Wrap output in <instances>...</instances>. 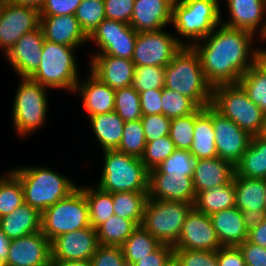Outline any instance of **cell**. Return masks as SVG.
Returning <instances> with one entry per match:
<instances>
[{
    "instance_id": "1",
    "label": "cell",
    "mask_w": 266,
    "mask_h": 266,
    "mask_svg": "<svg viewBox=\"0 0 266 266\" xmlns=\"http://www.w3.org/2000/svg\"><path fill=\"white\" fill-rule=\"evenodd\" d=\"M254 36L251 32L220 23L201 42L191 45L198 53L204 76L212 87L239 83L241 76L257 62L259 49L251 47Z\"/></svg>"
},
{
    "instance_id": "2",
    "label": "cell",
    "mask_w": 266,
    "mask_h": 266,
    "mask_svg": "<svg viewBox=\"0 0 266 266\" xmlns=\"http://www.w3.org/2000/svg\"><path fill=\"white\" fill-rule=\"evenodd\" d=\"M164 88L190 98L199 108L211 105L213 87L207 82L192 46H183L165 67Z\"/></svg>"
},
{
    "instance_id": "3",
    "label": "cell",
    "mask_w": 266,
    "mask_h": 266,
    "mask_svg": "<svg viewBox=\"0 0 266 266\" xmlns=\"http://www.w3.org/2000/svg\"><path fill=\"white\" fill-rule=\"evenodd\" d=\"M11 172L20 180L24 203L41 213L78 187L67 177L47 167H20L13 168Z\"/></svg>"
},
{
    "instance_id": "4",
    "label": "cell",
    "mask_w": 266,
    "mask_h": 266,
    "mask_svg": "<svg viewBox=\"0 0 266 266\" xmlns=\"http://www.w3.org/2000/svg\"><path fill=\"white\" fill-rule=\"evenodd\" d=\"M220 11L218 0H175L172 25L177 40L183 46H191L207 37L221 23ZM178 36L189 41H181Z\"/></svg>"
},
{
    "instance_id": "5",
    "label": "cell",
    "mask_w": 266,
    "mask_h": 266,
    "mask_svg": "<svg viewBox=\"0 0 266 266\" xmlns=\"http://www.w3.org/2000/svg\"><path fill=\"white\" fill-rule=\"evenodd\" d=\"M104 152V165L98 187L104 191L148 192L149 170L141 158L117 150Z\"/></svg>"
},
{
    "instance_id": "6",
    "label": "cell",
    "mask_w": 266,
    "mask_h": 266,
    "mask_svg": "<svg viewBox=\"0 0 266 266\" xmlns=\"http://www.w3.org/2000/svg\"><path fill=\"white\" fill-rule=\"evenodd\" d=\"M75 48L77 47L45 40L42 47L41 62L30 79L47 88L74 92L79 82L78 67L74 56Z\"/></svg>"
},
{
    "instance_id": "7",
    "label": "cell",
    "mask_w": 266,
    "mask_h": 266,
    "mask_svg": "<svg viewBox=\"0 0 266 266\" xmlns=\"http://www.w3.org/2000/svg\"><path fill=\"white\" fill-rule=\"evenodd\" d=\"M211 106L251 136L260 132L264 113L239 83L213 87Z\"/></svg>"
},
{
    "instance_id": "8",
    "label": "cell",
    "mask_w": 266,
    "mask_h": 266,
    "mask_svg": "<svg viewBox=\"0 0 266 266\" xmlns=\"http://www.w3.org/2000/svg\"><path fill=\"white\" fill-rule=\"evenodd\" d=\"M91 227L84 186L42 212L41 232L52 241L59 235Z\"/></svg>"
},
{
    "instance_id": "9",
    "label": "cell",
    "mask_w": 266,
    "mask_h": 266,
    "mask_svg": "<svg viewBox=\"0 0 266 266\" xmlns=\"http://www.w3.org/2000/svg\"><path fill=\"white\" fill-rule=\"evenodd\" d=\"M193 208L194 204L182 201L148 199L141 226L161 244L174 246Z\"/></svg>"
},
{
    "instance_id": "10",
    "label": "cell",
    "mask_w": 266,
    "mask_h": 266,
    "mask_svg": "<svg viewBox=\"0 0 266 266\" xmlns=\"http://www.w3.org/2000/svg\"><path fill=\"white\" fill-rule=\"evenodd\" d=\"M13 104V126L20 137L39 129L46 120L47 87L30 78H20Z\"/></svg>"
},
{
    "instance_id": "11",
    "label": "cell",
    "mask_w": 266,
    "mask_h": 266,
    "mask_svg": "<svg viewBox=\"0 0 266 266\" xmlns=\"http://www.w3.org/2000/svg\"><path fill=\"white\" fill-rule=\"evenodd\" d=\"M182 47L175 34L163 29L137 33L132 61L135 67H166Z\"/></svg>"
},
{
    "instance_id": "12",
    "label": "cell",
    "mask_w": 266,
    "mask_h": 266,
    "mask_svg": "<svg viewBox=\"0 0 266 266\" xmlns=\"http://www.w3.org/2000/svg\"><path fill=\"white\" fill-rule=\"evenodd\" d=\"M40 26V12L12 1L0 3V48L6 54L25 34Z\"/></svg>"
},
{
    "instance_id": "13",
    "label": "cell",
    "mask_w": 266,
    "mask_h": 266,
    "mask_svg": "<svg viewBox=\"0 0 266 266\" xmlns=\"http://www.w3.org/2000/svg\"><path fill=\"white\" fill-rule=\"evenodd\" d=\"M137 32L123 22L104 19L88 36V42L95 41L100 52L96 54L132 60Z\"/></svg>"
},
{
    "instance_id": "14",
    "label": "cell",
    "mask_w": 266,
    "mask_h": 266,
    "mask_svg": "<svg viewBox=\"0 0 266 266\" xmlns=\"http://www.w3.org/2000/svg\"><path fill=\"white\" fill-rule=\"evenodd\" d=\"M217 157L236 166L247 150L252 136L212 107Z\"/></svg>"
},
{
    "instance_id": "15",
    "label": "cell",
    "mask_w": 266,
    "mask_h": 266,
    "mask_svg": "<svg viewBox=\"0 0 266 266\" xmlns=\"http://www.w3.org/2000/svg\"><path fill=\"white\" fill-rule=\"evenodd\" d=\"M51 241L40 231L9 240L3 266H46L51 264Z\"/></svg>"
},
{
    "instance_id": "16",
    "label": "cell",
    "mask_w": 266,
    "mask_h": 266,
    "mask_svg": "<svg viewBox=\"0 0 266 266\" xmlns=\"http://www.w3.org/2000/svg\"><path fill=\"white\" fill-rule=\"evenodd\" d=\"M222 247L209 215L193 208L182 225L174 249L217 251Z\"/></svg>"
},
{
    "instance_id": "17",
    "label": "cell",
    "mask_w": 266,
    "mask_h": 266,
    "mask_svg": "<svg viewBox=\"0 0 266 266\" xmlns=\"http://www.w3.org/2000/svg\"><path fill=\"white\" fill-rule=\"evenodd\" d=\"M99 245L96 229L81 228L51 241L52 261L91 260Z\"/></svg>"
},
{
    "instance_id": "18",
    "label": "cell",
    "mask_w": 266,
    "mask_h": 266,
    "mask_svg": "<svg viewBox=\"0 0 266 266\" xmlns=\"http://www.w3.org/2000/svg\"><path fill=\"white\" fill-rule=\"evenodd\" d=\"M44 35L41 27L25 33L15 45L4 54L21 78H30L41 62Z\"/></svg>"
},
{
    "instance_id": "19",
    "label": "cell",
    "mask_w": 266,
    "mask_h": 266,
    "mask_svg": "<svg viewBox=\"0 0 266 266\" xmlns=\"http://www.w3.org/2000/svg\"><path fill=\"white\" fill-rule=\"evenodd\" d=\"M148 199L195 203L193 179L182 174H160L155 168L149 170Z\"/></svg>"
},
{
    "instance_id": "20",
    "label": "cell",
    "mask_w": 266,
    "mask_h": 266,
    "mask_svg": "<svg viewBox=\"0 0 266 266\" xmlns=\"http://www.w3.org/2000/svg\"><path fill=\"white\" fill-rule=\"evenodd\" d=\"M90 72L111 89L132 86L135 64L132 60L104 54H93Z\"/></svg>"
},
{
    "instance_id": "21",
    "label": "cell",
    "mask_w": 266,
    "mask_h": 266,
    "mask_svg": "<svg viewBox=\"0 0 266 266\" xmlns=\"http://www.w3.org/2000/svg\"><path fill=\"white\" fill-rule=\"evenodd\" d=\"M227 6L230 19L221 21L222 24L254 35L260 27L258 34L266 41V20H263L266 15V0H227Z\"/></svg>"
},
{
    "instance_id": "22",
    "label": "cell",
    "mask_w": 266,
    "mask_h": 266,
    "mask_svg": "<svg viewBox=\"0 0 266 266\" xmlns=\"http://www.w3.org/2000/svg\"><path fill=\"white\" fill-rule=\"evenodd\" d=\"M233 181L235 206L244 213L249 223L265 218L266 179L245 178L235 173Z\"/></svg>"
},
{
    "instance_id": "23",
    "label": "cell",
    "mask_w": 266,
    "mask_h": 266,
    "mask_svg": "<svg viewBox=\"0 0 266 266\" xmlns=\"http://www.w3.org/2000/svg\"><path fill=\"white\" fill-rule=\"evenodd\" d=\"M175 0H135L130 26L137 32L164 29L172 23Z\"/></svg>"
},
{
    "instance_id": "24",
    "label": "cell",
    "mask_w": 266,
    "mask_h": 266,
    "mask_svg": "<svg viewBox=\"0 0 266 266\" xmlns=\"http://www.w3.org/2000/svg\"><path fill=\"white\" fill-rule=\"evenodd\" d=\"M44 39L70 47H80L88 41L75 15L40 16Z\"/></svg>"
},
{
    "instance_id": "25",
    "label": "cell",
    "mask_w": 266,
    "mask_h": 266,
    "mask_svg": "<svg viewBox=\"0 0 266 266\" xmlns=\"http://www.w3.org/2000/svg\"><path fill=\"white\" fill-rule=\"evenodd\" d=\"M222 247H236L247 240L249 221L236 206L210 215Z\"/></svg>"
},
{
    "instance_id": "26",
    "label": "cell",
    "mask_w": 266,
    "mask_h": 266,
    "mask_svg": "<svg viewBox=\"0 0 266 266\" xmlns=\"http://www.w3.org/2000/svg\"><path fill=\"white\" fill-rule=\"evenodd\" d=\"M235 173V166L219 157L198 159L192 177L195 193L231 183Z\"/></svg>"
},
{
    "instance_id": "27",
    "label": "cell",
    "mask_w": 266,
    "mask_h": 266,
    "mask_svg": "<svg viewBox=\"0 0 266 266\" xmlns=\"http://www.w3.org/2000/svg\"><path fill=\"white\" fill-rule=\"evenodd\" d=\"M74 92L81 94L83 107L88 117L114 112L115 90L100 81L91 72L87 81L77 83Z\"/></svg>"
},
{
    "instance_id": "28",
    "label": "cell",
    "mask_w": 266,
    "mask_h": 266,
    "mask_svg": "<svg viewBox=\"0 0 266 266\" xmlns=\"http://www.w3.org/2000/svg\"><path fill=\"white\" fill-rule=\"evenodd\" d=\"M42 213L23 203L0 218V231L9 239H17L41 231Z\"/></svg>"
},
{
    "instance_id": "29",
    "label": "cell",
    "mask_w": 266,
    "mask_h": 266,
    "mask_svg": "<svg viewBox=\"0 0 266 266\" xmlns=\"http://www.w3.org/2000/svg\"><path fill=\"white\" fill-rule=\"evenodd\" d=\"M189 151L196 160L217 157L211 105L195 111L193 143Z\"/></svg>"
},
{
    "instance_id": "30",
    "label": "cell",
    "mask_w": 266,
    "mask_h": 266,
    "mask_svg": "<svg viewBox=\"0 0 266 266\" xmlns=\"http://www.w3.org/2000/svg\"><path fill=\"white\" fill-rule=\"evenodd\" d=\"M89 120L103 151L117 150L123 137L124 120L115 111L90 116Z\"/></svg>"
},
{
    "instance_id": "31",
    "label": "cell",
    "mask_w": 266,
    "mask_h": 266,
    "mask_svg": "<svg viewBox=\"0 0 266 266\" xmlns=\"http://www.w3.org/2000/svg\"><path fill=\"white\" fill-rule=\"evenodd\" d=\"M235 171L241 177L266 179V139L252 136L247 150L235 166Z\"/></svg>"
},
{
    "instance_id": "32",
    "label": "cell",
    "mask_w": 266,
    "mask_h": 266,
    "mask_svg": "<svg viewBox=\"0 0 266 266\" xmlns=\"http://www.w3.org/2000/svg\"><path fill=\"white\" fill-rule=\"evenodd\" d=\"M234 181L196 194L194 208L206 215L235 206Z\"/></svg>"
},
{
    "instance_id": "33",
    "label": "cell",
    "mask_w": 266,
    "mask_h": 266,
    "mask_svg": "<svg viewBox=\"0 0 266 266\" xmlns=\"http://www.w3.org/2000/svg\"><path fill=\"white\" fill-rule=\"evenodd\" d=\"M160 245L161 243L153 235L139 225L121 245L124 261L133 266Z\"/></svg>"
},
{
    "instance_id": "34",
    "label": "cell",
    "mask_w": 266,
    "mask_h": 266,
    "mask_svg": "<svg viewBox=\"0 0 266 266\" xmlns=\"http://www.w3.org/2000/svg\"><path fill=\"white\" fill-rule=\"evenodd\" d=\"M112 201L114 215L142 224L148 192H115Z\"/></svg>"
},
{
    "instance_id": "35",
    "label": "cell",
    "mask_w": 266,
    "mask_h": 266,
    "mask_svg": "<svg viewBox=\"0 0 266 266\" xmlns=\"http://www.w3.org/2000/svg\"><path fill=\"white\" fill-rule=\"evenodd\" d=\"M138 226L133 220L113 215L96 228L98 242L101 245L121 247Z\"/></svg>"
},
{
    "instance_id": "36",
    "label": "cell",
    "mask_w": 266,
    "mask_h": 266,
    "mask_svg": "<svg viewBox=\"0 0 266 266\" xmlns=\"http://www.w3.org/2000/svg\"><path fill=\"white\" fill-rule=\"evenodd\" d=\"M96 187L94 189L90 186H84V194L88 204L90 224L94 229L114 215L112 193L104 191L98 186Z\"/></svg>"
},
{
    "instance_id": "37",
    "label": "cell",
    "mask_w": 266,
    "mask_h": 266,
    "mask_svg": "<svg viewBox=\"0 0 266 266\" xmlns=\"http://www.w3.org/2000/svg\"><path fill=\"white\" fill-rule=\"evenodd\" d=\"M239 84L249 99L266 114V70L256 62L241 76Z\"/></svg>"
},
{
    "instance_id": "38",
    "label": "cell",
    "mask_w": 266,
    "mask_h": 266,
    "mask_svg": "<svg viewBox=\"0 0 266 266\" xmlns=\"http://www.w3.org/2000/svg\"><path fill=\"white\" fill-rule=\"evenodd\" d=\"M4 176L0 177V218L24 203V191L20 180L11 171Z\"/></svg>"
},
{
    "instance_id": "39",
    "label": "cell",
    "mask_w": 266,
    "mask_h": 266,
    "mask_svg": "<svg viewBox=\"0 0 266 266\" xmlns=\"http://www.w3.org/2000/svg\"><path fill=\"white\" fill-rule=\"evenodd\" d=\"M114 111L124 120V122L141 119L143 115L140 105V96L133 86L115 90Z\"/></svg>"
},
{
    "instance_id": "40",
    "label": "cell",
    "mask_w": 266,
    "mask_h": 266,
    "mask_svg": "<svg viewBox=\"0 0 266 266\" xmlns=\"http://www.w3.org/2000/svg\"><path fill=\"white\" fill-rule=\"evenodd\" d=\"M145 145L146 138L141 120L125 122L123 137L117 151L141 158Z\"/></svg>"
},
{
    "instance_id": "41",
    "label": "cell",
    "mask_w": 266,
    "mask_h": 266,
    "mask_svg": "<svg viewBox=\"0 0 266 266\" xmlns=\"http://www.w3.org/2000/svg\"><path fill=\"white\" fill-rule=\"evenodd\" d=\"M74 15L81 29L89 36L106 19L104 0H82Z\"/></svg>"
},
{
    "instance_id": "42",
    "label": "cell",
    "mask_w": 266,
    "mask_h": 266,
    "mask_svg": "<svg viewBox=\"0 0 266 266\" xmlns=\"http://www.w3.org/2000/svg\"><path fill=\"white\" fill-rule=\"evenodd\" d=\"M161 99L162 114L170 119L190 115L199 108L190 98L164 87Z\"/></svg>"
},
{
    "instance_id": "43",
    "label": "cell",
    "mask_w": 266,
    "mask_h": 266,
    "mask_svg": "<svg viewBox=\"0 0 266 266\" xmlns=\"http://www.w3.org/2000/svg\"><path fill=\"white\" fill-rule=\"evenodd\" d=\"M176 150L169 135L146 143L141 161L148 170L157 168Z\"/></svg>"
},
{
    "instance_id": "44",
    "label": "cell",
    "mask_w": 266,
    "mask_h": 266,
    "mask_svg": "<svg viewBox=\"0 0 266 266\" xmlns=\"http://www.w3.org/2000/svg\"><path fill=\"white\" fill-rule=\"evenodd\" d=\"M165 85V67H135L132 86L140 93L145 90L162 89Z\"/></svg>"
},
{
    "instance_id": "45",
    "label": "cell",
    "mask_w": 266,
    "mask_h": 266,
    "mask_svg": "<svg viewBox=\"0 0 266 266\" xmlns=\"http://www.w3.org/2000/svg\"><path fill=\"white\" fill-rule=\"evenodd\" d=\"M196 159L189 150L176 149L157 168L160 174H182L193 177Z\"/></svg>"
},
{
    "instance_id": "46",
    "label": "cell",
    "mask_w": 266,
    "mask_h": 266,
    "mask_svg": "<svg viewBox=\"0 0 266 266\" xmlns=\"http://www.w3.org/2000/svg\"><path fill=\"white\" fill-rule=\"evenodd\" d=\"M195 112L171 119L169 136L176 149L190 150L193 143Z\"/></svg>"
},
{
    "instance_id": "47",
    "label": "cell",
    "mask_w": 266,
    "mask_h": 266,
    "mask_svg": "<svg viewBox=\"0 0 266 266\" xmlns=\"http://www.w3.org/2000/svg\"><path fill=\"white\" fill-rule=\"evenodd\" d=\"M175 266H219L217 251H201L191 249H174Z\"/></svg>"
},
{
    "instance_id": "48",
    "label": "cell",
    "mask_w": 266,
    "mask_h": 266,
    "mask_svg": "<svg viewBox=\"0 0 266 266\" xmlns=\"http://www.w3.org/2000/svg\"><path fill=\"white\" fill-rule=\"evenodd\" d=\"M140 120L144 128L146 143L169 135L171 119L164 114L143 115Z\"/></svg>"
},
{
    "instance_id": "49",
    "label": "cell",
    "mask_w": 266,
    "mask_h": 266,
    "mask_svg": "<svg viewBox=\"0 0 266 266\" xmlns=\"http://www.w3.org/2000/svg\"><path fill=\"white\" fill-rule=\"evenodd\" d=\"M135 0H104L105 17L130 24Z\"/></svg>"
},
{
    "instance_id": "50",
    "label": "cell",
    "mask_w": 266,
    "mask_h": 266,
    "mask_svg": "<svg viewBox=\"0 0 266 266\" xmlns=\"http://www.w3.org/2000/svg\"><path fill=\"white\" fill-rule=\"evenodd\" d=\"M124 256L120 246L99 244L91 258L93 266H120Z\"/></svg>"
},
{
    "instance_id": "51",
    "label": "cell",
    "mask_w": 266,
    "mask_h": 266,
    "mask_svg": "<svg viewBox=\"0 0 266 266\" xmlns=\"http://www.w3.org/2000/svg\"><path fill=\"white\" fill-rule=\"evenodd\" d=\"M82 0H45L40 16L74 15Z\"/></svg>"
},
{
    "instance_id": "52",
    "label": "cell",
    "mask_w": 266,
    "mask_h": 266,
    "mask_svg": "<svg viewBox=\"0 0 266 266\" xmlns=\"http://www.w3.org/2000/svg\"><path fill=\"white\" fill-rule=\"evenodd\" d=\"M174 248L168 244H161L133 266H170L173 263Z\"/></svg>"
},
{
    "instance_id": "53",
    "label": "cell",
    "mask_w": 266,
    "mask_h": 266,
    "mask_svg": "<svg viewBox=\"0 0 266 266\" xmlns=\"http://www.w3.org/2000/svg\"><path fill=\"white\" fill-rule=\"evenodd\" d=\"M139 96L142 115L162 114V89L145 90Z\"/></svg>"
},
{
    "instance_id": "54",
    "label": "cell",
    "mask_w": 266,
    "mask_h": 266,
    "mask_svg": "<svg viewBox=\"0 0 266 266\" xmlns=\"http://www.w3.org/2000/svg\"><path fill=\"white\" fill-rule=\"evenodd\" d=\"M246 266H266V248L245 240L239 246Z\"/></svg>"
},
{
    "instance_id": "55",
    "label": "cell",
    "mask_w": 266,
    "mask_h": 266,
    "mask_svg": "<svg viewBox=\"0 0 266 266\" xmlns=\"http://www.w3.org/2000/svg\"><path fill=\"white\" fill-rule=\"evenodd\" d=\"M219 266H246L245 260L239 247H221L217 250Z\"/></svg>"
},
{
    "instance_id": "56",
    "label": "cell",
    "mask_w": 266,
    "mask_h": 266,
    "mask_svg": "<svg viewBox=\"0 0 266 266\" xmlns=\"http://www.w3.org/2000/svg\"><path fill=\"white\" fill-rule=\"evenodd\" d=\"M247 241L266 248V217L249 223Z\"/></svg>"
},
{
    "instance_id": "57",
    "label": "cell",
    "mask_w": 266,
    "mask_h": 266,
    "mask_svg": "<svg viewBox=\"0 0 266 266\" xmlns=\"http://www.w3.org/2000/svg\"><path fill=\"white\" fill-rule=\"evenodd\" d=\"M52 266H93L91 260L52 261Z\"/></svg>"
},
{
    "instance_id": "58",
    "label": "cell",
    "mask_w": 266,
    "mask_h": 266,
    "mask_svg": "<svg viewBox=\"0 0 266 266\" xmlns=\"http://www.w3.org/2000/svg\"><path fill=\"white\" fill-rule=\"evenodd\" d=\"M11 1L29 8H33L38 12H40L45 0H11Z\"/></svg>"
},
{
    "instance_id": "59",
    "label": "cell",
    "mask_w": 266,
    "mask_h": 266,
    "mask_svg": "<svg viewBox=\"0 0 266 266\" xmlns=\"http://www.w3.org/2000/svg\"><path fill=\"white\" fill-rule=\"evenodd\" d=\"M9 239L0 231V263H3L8 254Z\"/></svg>"
},
{
    "instance_id": "60",
    "label": "cell",
    "mask_w": 266,
    "mask_h": 266,
    "mask_svg": "<svg viewBox=\"0 0 266 266\" xmlns=\"http://www.w3.org/2000/svg\"><path fill=\"white\" fill-rule=\"evenodd\" d=\"M257 62L266 70V48H259Z\"/></svg>"
},
{
    "instance_id": "61",
    "label": "cell",
    "mask_w": 266,
    "mask_h": 266,
    "mask_svg": "<svg viewBox=\"0 0 266 266\" xmlns=\"http://www.w3.org/2000/svg\"><path fill=\"white\" fill-rule=\"evenodd\" d=\"M259 137L263 138V139H266V114H264V119H263V122H262V126H261V129H260V132L258 133Z\"/></svg>"
},
{
    "instance_id": "62",
    "label": "cell",
    "mask_w": 266,
    "mask_h": 266,
    "mask_svg": "<svg viewBox=\"0 0 266 266\" xmlns=\"http://www.w3.org/2000/svg\"><path fill=\"white\" fill-rule=\"evenodd\" d=\"M120 266H132V265H130L128 262H126V261H123L122 263H121V265Z\"/></svg>"
},
{
    "instance_id": "63",
    "label": "cell",
    "mask_w": 266,
    "mask_h": 266,
    "mask_svg": "<svg viewBox=\"0 0 266 266\" xmlns=\"http://www.w3.org/2000/svg\"><path fill=\"white\" fill-rule=\"evenodd\" d=\"M265 214H266V191H265Z\"/></svg>"
},
{
    "instance_id": "64",
    "label": "cell",
    "mask_w": 266,
    "mask_h": 266,
    "mask_svg": "<svg viewBox=\"0 0 266 266\" xmlns=\"http://www.w3.org/2000/svg\"><path fill=\"white\" fill-rule=\"evenodd\" d=\"M7 1H11V0H0V3H1V2H7Z\"/></svg>"
}]
</instances>
